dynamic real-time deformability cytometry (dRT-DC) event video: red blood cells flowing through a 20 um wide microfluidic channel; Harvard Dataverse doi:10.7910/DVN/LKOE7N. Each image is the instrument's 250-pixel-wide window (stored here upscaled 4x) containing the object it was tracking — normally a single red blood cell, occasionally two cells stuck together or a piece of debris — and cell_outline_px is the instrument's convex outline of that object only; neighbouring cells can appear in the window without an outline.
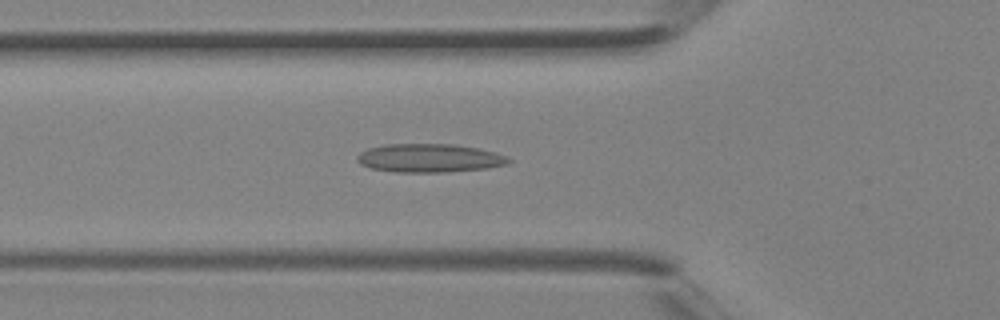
{"species": "Egyptian fruit bat (a non-hibernating species)", "species_latin": "Rousettus aegyptiacus", "temperature_condition": "room temperature", "stored_images_in_passage": 30, "camera_frame_rate_fps": 3000, "um_per_image_px": 0.085, "animal": {"sex": "female"}, "frame": {"image": 1, "passage_image": 4, "time_ms": 1.0, "image_size_px": [1000, 320], "cell_outline_px": [[512, 160], [508, 164], [488, 168], [444, 172], [396, 172], [372, 168], [360, 164], [356, 160], [356, 156], [360, 152], [368, 148], [384, 144], [456, 144], [496, 152], [508, 156]], "centroid_in_image_um": [36.51, 13.43], "position_along_channel_um": 89.3, "area_um2": 25.32}}
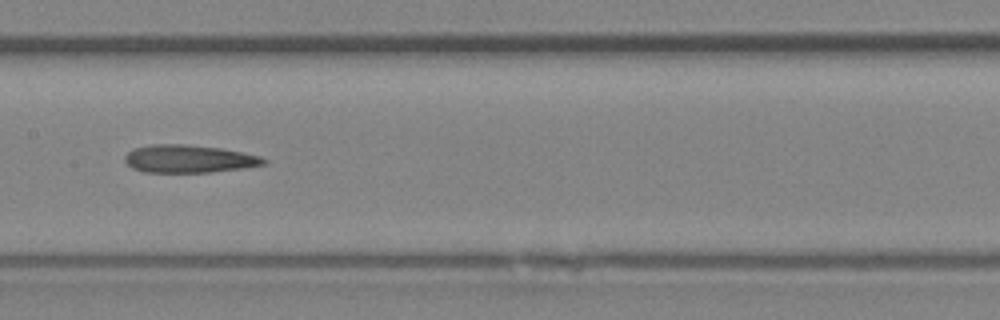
{"frame": {"image": 2, "passage_image": 10, "time_ms": 3.0, "image_size_px": [1000, 320], "cell_outline_px": [[268, 160], [264, 164], [244, 168], [212, 172], [144, 172], [132, 168], [124, 160], [124, 156], [132, 148], [152, 144], [184, 144], [220, 148], [260, 156]], "centroid_in_image_um": [16.02, 13.5], "position_along_channel_um": 191.4, "area_um2": 22.48}}
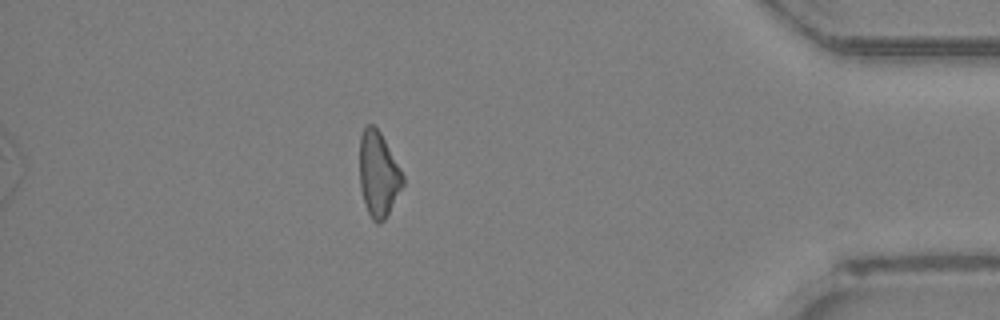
{"frame": {"image": 3, "passage_image": 25, "time_ms": 8.0, "image_size_px": [1000, 320], "cell_outline_px": [[404, 184], [388, 216], [380, 224], [376, 224], [372, 220], [368, 212], [360, 188], [360, 136], [364, 128], [368, 124], [372, 124], [380, 132], [400, 168], [404, 176]], "centroid_in_image_um": [32.17, 14.85], "position_along_channel_um": 403.0, "area_um2": 21.44}}